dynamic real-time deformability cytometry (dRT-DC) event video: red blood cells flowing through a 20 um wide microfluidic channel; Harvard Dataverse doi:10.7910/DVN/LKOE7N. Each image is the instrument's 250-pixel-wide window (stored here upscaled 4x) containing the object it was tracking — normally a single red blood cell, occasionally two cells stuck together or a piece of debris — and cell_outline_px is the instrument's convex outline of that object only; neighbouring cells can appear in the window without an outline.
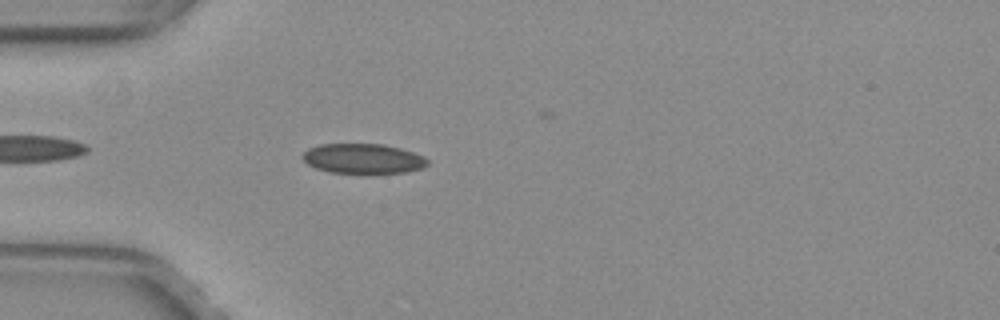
{"species": "common noctule bat (a hibernating species)", "species_latin": "Nyctalus noctula", "temperature_condition": "warm", "stored_images_in_passage": 30, "camera_frame_rate_fps": 3000, "um_per_image_px": 0.085, "animal": {"sex": "female", "body_mass_g": 29.2, "forearm_length_mm": 56.3}, "frame": {"image": 1, "passage_image": 4, "time_ms": 1.0, "image_size_px": [1000, 320], "cell_outline_px": [[428, 164], [424, 168], [408, 172], [328, 172], [316, 168], [308, 164], [300, 156], [308, 148], [320, 144], [384, 144], [400, 148], [424, 156], [428, 160]], "centroid_in_image_um": [30.86, 13.47], "position_along_channel_um": 54.1, "area_um2": 21.62}}
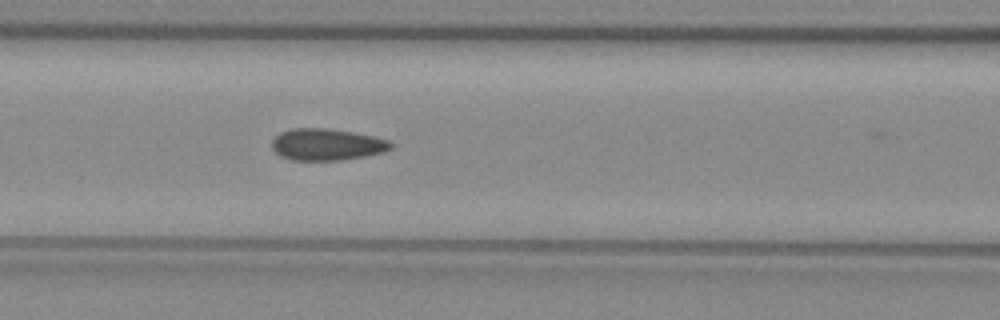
{"frame": {"image": 2, "passage_image": 11, "time_ms": 3.333, "image_size_px": [1000, 320], "cell_outline_px": [[392, 148], [384, 152], [364, 156], [340, 160], [292, 160], [280, 156], [272, 148], [272, 140], [280, 132], [292, 128], [324, 128], [352, 132], [372, 136], [388, 140], [392, 144]], "centroid_in_image_um": [27.75, 12.28], "position_along_channel_um": 138.8, "area_um2": 21.85}}
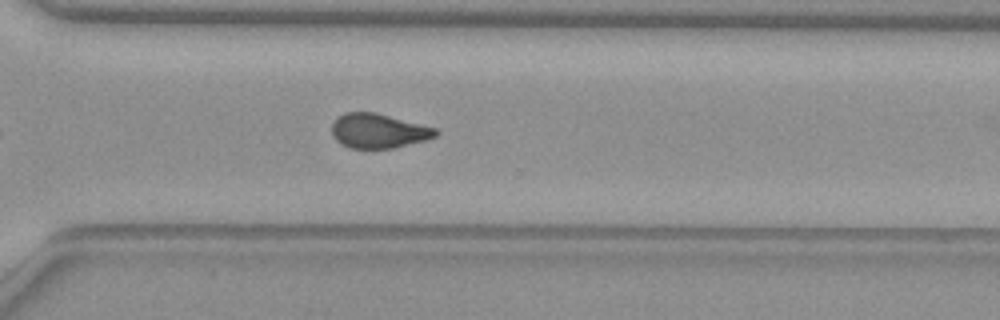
{"frame": {"image": 3, "passage_image": 26, "time_ms": 8.333, "image_size_px": [1000, 320], "cell_outline_px": [[440, 132], [436, 136], [424, 140], [392, 148], [348, 148], [336, 140], [332, 136], [332, 120], [336, 116], [344, 112], [376, 112], [436, 128]], "centroid_in_image_um": [32.12, 11.11], "position_along_channel_um": 338.5, "area_um2": 20.98}}